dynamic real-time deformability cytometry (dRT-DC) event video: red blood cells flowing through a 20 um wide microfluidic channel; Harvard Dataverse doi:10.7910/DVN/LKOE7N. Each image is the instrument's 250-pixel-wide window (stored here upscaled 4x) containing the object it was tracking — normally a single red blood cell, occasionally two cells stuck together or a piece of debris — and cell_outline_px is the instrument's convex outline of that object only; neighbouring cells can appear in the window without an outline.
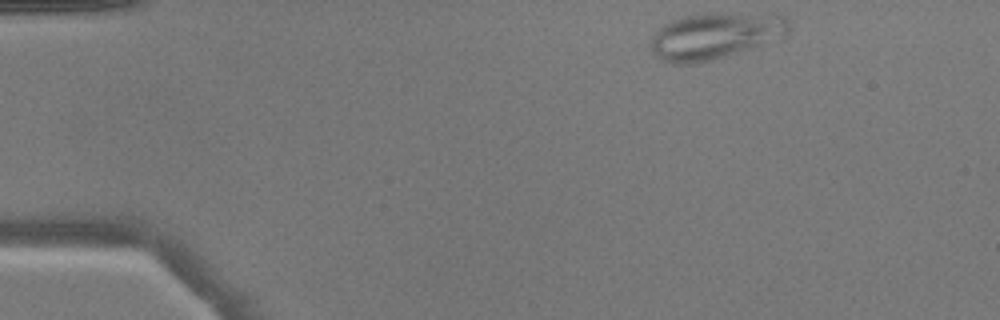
{"species": "common noctule bat (a hibernating species)", "species_latin": "Nyctalus noctula", "temperature_condition": "warm", "stored_images_in_passage": 9, "camera_frame_rate_fps": 3000, "um_per_image_px": 0.085, "animal": {"sex": "male", "body_mass_g": 17.9}, "frame": {"image": 1, "passage_image": 1, "time_ms": 0.0, "image_size_px": [1000, 320], "cell_outline_px": [[788, 32], [748, 48], [712, 60], [692, 64], [672, 64], [656, 56], [652, 52], [648, 44], [652, 36], [664, 24], [672, 20], [684, 16], [708, 12], [716, 12], [784, 16], [788, 20]], "centroid_in_image_um": [60.64, 3.04], "position_along_channel_um": 24.4, "area_um2": 36.59}}